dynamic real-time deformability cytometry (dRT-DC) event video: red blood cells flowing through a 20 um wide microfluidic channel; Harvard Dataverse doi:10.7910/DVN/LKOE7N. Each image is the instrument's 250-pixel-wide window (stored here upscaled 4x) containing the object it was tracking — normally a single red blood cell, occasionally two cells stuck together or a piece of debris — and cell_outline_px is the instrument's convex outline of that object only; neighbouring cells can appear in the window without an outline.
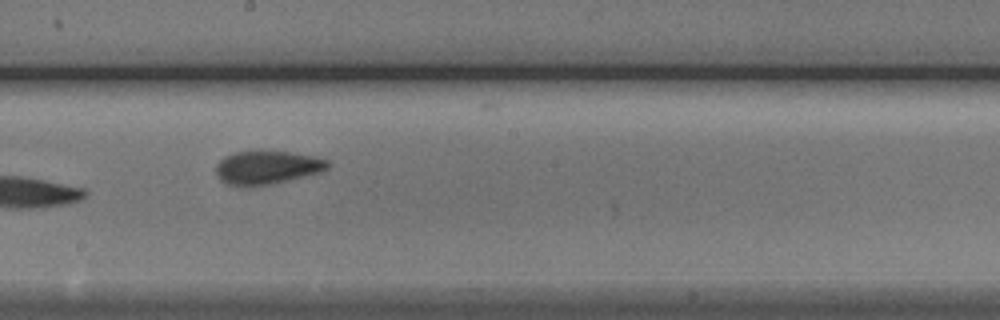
{"species": "Egyptian fruit bat (a non-hibernating species)", "species_latin": "Rousettus aegyptiacus", "temperature_condition": "cold", "stored_images_in_passage": 12, "camera_frame_rate_fps": 3000, "um_per_image_px": 0.085, "animal": {"sex": "male"}, "frame": {"image": 1, "passage_image": 9, "time_ms": 10.333, "image_size_px": [1000, 320], "cell_outline_px": [[328, 168], [320, 172], [272, 184], [248, 188], [240, 188], [228, 184], [220, 180], [216, 172], [216, 164], [224, 156], [236, 152], [260, 148], [316, 156], [328, 160]], "centroid_in_image_um": [22.65, 14.22], "position_along_channel_um": 225.6, "area_um2": 22.6}}
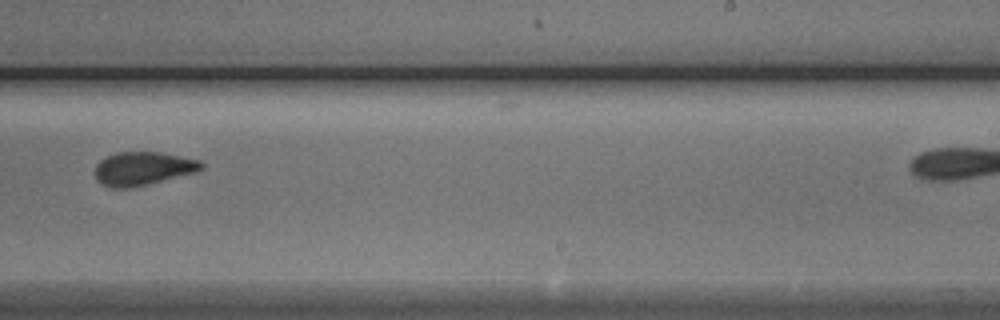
{"frame": {"image": 2, "passage_image": 10, "time_ms": 11.667, "image_size_px": [1000, 320], "cell_outline_px": [[204, 168], [196, 172], [128, 188], [112, 188], [96, 180], [96, 164], [104, 156], [116, 152], [160, 152], [200, 160], [204, 164]], "centroid_in_image_um": [12.14, 14.3], "position_along_channel_um": 276.9, "area_um2": 20.58}}